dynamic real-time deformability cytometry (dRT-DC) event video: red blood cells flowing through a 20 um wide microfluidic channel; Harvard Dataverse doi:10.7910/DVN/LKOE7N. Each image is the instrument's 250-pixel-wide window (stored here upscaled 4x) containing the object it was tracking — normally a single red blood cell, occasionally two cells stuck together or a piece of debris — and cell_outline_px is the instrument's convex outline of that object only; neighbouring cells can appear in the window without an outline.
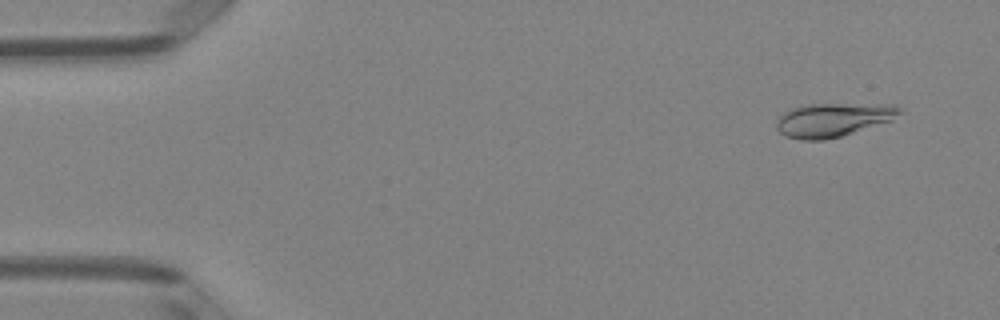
{"species": "Egyptian fruit bat (a non-hibernating species)", "species_latin": "Rousettus aegyptiacus", "temperature_condition": "room temperature", "stored_images_in_passage": 49, "camera_frame_rate_fps": 3000, "um_per_image_px": 0.085, "animal": {"sex": "female"}, "frame": {"image": 1, "passage_image": 3, "time_ms": 0.667, "image_size_px": [1000, 320], "cell_outline_px": [[904, 112], [892, 120], [840, 136], [824, 140], [800, 140], [784, 136], [776, 128], [776, 120], [784, 112], [800, 104], [896, 104]], "centroid_in_image_um": [70.8, 10.17], "position_along_channel_um": 14.2, "area_um2": 24.39}}
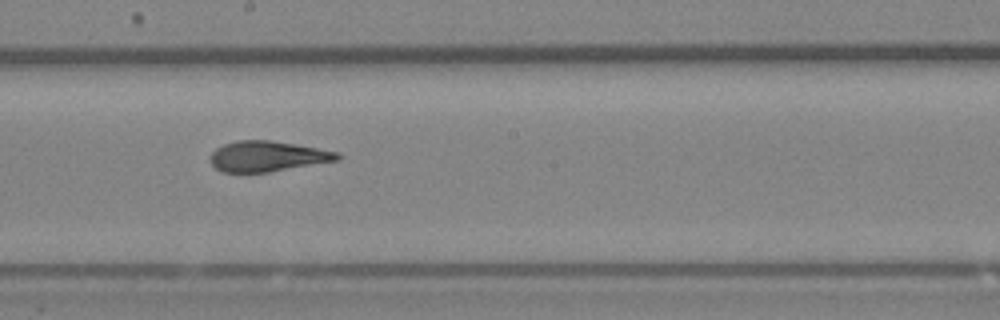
{"frame": {"image": 2, "passage_image": 27, "time_ms": 8.667, "image_size_px": [1000, 320], "cell_outline_px": [[344, 156], [340, 160], [268, 172], [220, 172], [212, 164], [212, 152], [216, 148], [224, 144], [236, 140], [272, 140], [296, 144], [340, 152]], "centroid_in_image_um": [22.79, 13.28], "position_along_channel_um": 225.4, "area_um2": 22.66}}
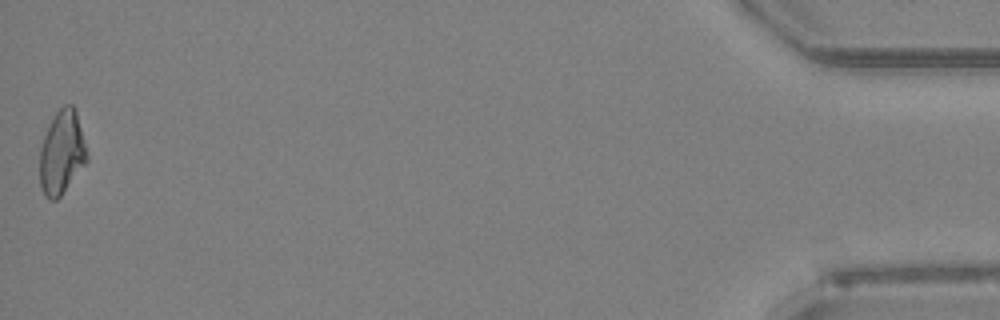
{"frame": {"image": 3, "passage_image": 49, "time_ms": 16.0, "image_size_px": [1000, 320], "cell_outline_px": [[88, 160], [60, 196], [56, 200], [48, 200], [44, 196], [40, 184], [40, 148], [44, 136], [56, 112], [64, 104], [72, 104], [76, 108], [88, 156]], "centroid_in_image_um": [5.25, 12.96], "position_along_channel_um": 429.9, "area_um2": 22.89}, "authors_computed_cell_mechanics": {"area_um2": 23.2356, "velocity_mm_per_s": 4.0812, "shape_relaxation_time_tau1_ms": 5.4498, "shape_relaxation_time_tau2_ms": 1.2584, "deformation_change_tau1": 0.189, "deformation_change_tau2": 0.0812}}